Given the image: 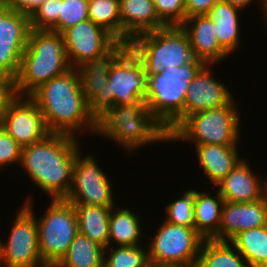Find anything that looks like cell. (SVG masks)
I'll list each match as a JSON object with an SVG mask.
<instances>
[{
  "instance_id": "cell-1",
  "label": "cell",
  "mask_w": 267,
  "mask_h": 267,
  "mask_svg": "<svg viewBox=\"0 0 267 267\" xmlns=\"http://www.w3.org/2000/svg\"><path fill=\"white\" fill-rule=\"evenodd\" d=\"M29 97L42 112L50 133L79 138L75 133L86 129L93 135L95 119L89 113L77 68L43 83Z\"/></svg>"
},
{
  "instance_id": "cell-2",
  "label": "cell",
  "mask_w": 267,
  "mask_h": 267,
  "mask_svg": "<svg viewBox=\"0 0 267 267\" xmlns=\"http://www.w3.org/2000/svg\"><path fill=\"white\" fill-rule=\"evenodd\" d=\"M79 139L50 133L41 141L22 148L21 168L51 199H65L71 189L74 162L81 152Z\"/></svg>"
},
{
  "instance_id": "cell-3",
  "label": "cell",
  "mask_w": 267,
  "mask_h": 267,
  "mask_svg": "<svg viewBox=\"0 0 267 267\" xmlns=\"http://www.w3.org/2000/svg\"><path fill=\"white\" fill-rule=\"evenodd\" d=\"M93 134L115 141L127 155L148 144H169L165 128L151 115L145 101L103 111L95 118Z\"/></svg>"
},
{
  "instance_id": "cell-4",
  "label": "cell",
  "mask_w": 267,
  "mask_h": 267,
  "mask_svg": "<svg viewBox=\"0 0 267 267\" xmlns=\"http://www.w3.org/2000/svg\"><path fill=\"white\" fill-rule=\"evenodd\" d=\"M70 69L62 33L31 29L15 77L17 95L29 96L43 83Z\"/></svg>"
},
{
  "instance_id": "cell-5",
  "label": "cell",
  "mask_w": 267,
  "mask_h": 267,
  "mask_svg": "<svg viewBox=\"0 0 267 267\" xmlns=\"http://www.w3.org/2000/svg\"><path fill=\"white\" fill-rule=\"evenodd\" d=\"M205 65L204 61L195 59L158 74L146 75L147 108L168 135L184 120L187 89Z\"/></svg>"
},
{
  "instance_id": "cell-6",
  "label": "cell",
  "mask_w": 267,
  "mask_h": 267,
  "mask_svg": "<svg viewBox=\"0 0 267 267\" xmlns=\"http://www.w3.org/2000/svg\"><path fill=\"white\" fill-rule=\"evenodd\" d=\"M232 98L226 105L187 116L169 135V142L239 146L240 112Z\"/></svg>"
},
{
  "instance_id": "cell-7",
  "label": "cell",
  "mask_w": 267,
  "mask_h": 267,
  "mask_svg": "<svg viewBox=\"0 0 267 267\" xmlns=\"http://www.w3.org/2000/svg\"><path fill=\"white\" fill-rule=\"evenodd\" d=\"M130 48L146 68V75H154L193 62L189 37L181 26H166L137 35Z\"/></svg>"
},
{
  "instance_id": "cell-8",
  "label": "cell",
  "mask_w": 267,
  "mask_h": 267,
  "mask_svg": "<svg viewBox=\"0 0 267 267\" xmlns=\"http://www.w3.org/2000/svg\"><path fill=\"white\" fill-rule=\"evenodd\" d=\"M50 201L44 215L36 217V221L40 257L47 267H55L78 234V221L72 203L65 199Z\"/></svg>"
},
{
  "instance_id": "cell-9",
  "label": "cell",
  "mask_w": 267,
  "mask_h": 267,
  "mask_svg": "<svg viewBox=\"0 0 267 267\" xmlns=\"http://www.w3.org/2000/svg\"><path fill=\"white\" fill-rule=\"evenodd\" d=\"M29 198L15 213L6 242L0 238V267H47L40 257L36 213Z\"/></svg>"
},
{
  "instance_id": "cell-10",
  "label": "cell",
  "mask_w": 267,
  "mask_h": 267,
  "mask_svg": "<svg viewBox=\"0 0 267 267\" xmlns=\"http://www.w3.org/2000/svg\"><path fill=\"white\" fill-rule=\"evenodd\" d=\"M160 224L146 243L149 262L196 266L204 238L195 228L165 220Z\"/></svg>"
},
{
  "instance_id": "cell-11",
  "label": "cell",
  "mask_w": 267,
  "mask_h": 267,
  "mask_svg": "<svg viewBox=\"0 0 267 267\" xmlns=\"http://www.w3.org/2000/svg\"><path fill=\"white\" fill-rule=\"evenodd\" d=\"M108 76L106 110L145 101L146 68L131 48L114 63Z\"/></svg>"
},
{
  "instance_id": "cell-12",
  "label": "cell",
  "mask_w": 267,
  "mask_h": 267,
  "mask_svg": "<svg viewBox=\"0 0 267 267\" xmlns=\"http://www.w3.org/2000/svg\"><path fill=\"white\" fill-rule=\"evenodd\" d=\"M80 152L75 159L71 189L65 200L72 204L114 207L111 180L98 166L95 155Z\"/></svg>"
},
{
  "instance_id": "cell-13",
  "label": "cell",
  "mask_w": 267,
  "mask_h": 267,
  "mask_svg": "<svg viewBox=\"0 0 267 267\" xmlns=\"http://www.w3.org/2000/svg\"><path fill=\"white\" fill-rule=\"evenodd\" d=\"M130 48V43L116 41L106 52L78 68L89 113L95 119L106 110L104 89L114 63Z\"/></svg>"
},
{
  "instance_id": "cell-14",
  "label": "cell",
  "mask_w": 267,
  "mask_h": 267,
  "mask_svg": "<svg viewBox=\"0 0 267 267\" xmlns=\"http://www.w3.org/2000/svg\"><path fill=\"white\" fill-rule=\"evenodd\" d=\"M30 30L29 16L0 1V72L17 76Z\"/></svg>"
},
{
  "instance_id": "cell-15",
  "label": "cell",
  "mask_w": 267,
  "mask_h": 267,
  "mask_svg": "<svg viewBox=\"0 0 267 267\" xmlns=\"http://www.w3.org/2000/svg\"><path fill=\"white\" fill-rule=\"evenodd\" d=\"M0 127L22 148L50 134L42 112L29 96L18 95L10 103L0 116Z\"/></svg>"
},
{
  "instance_id": "cell-16",
  "label": "cell",
  "mask_w": 267,
  "mask_h": 267,
  "mask_svg": "<svg viewBox=\"0 0 267 267\" xmlns=\"http://www.w3.org/2000/svg\"><path fill=\"white\" fill-rule=\"evenodd\" d=\"M64 48L71 68H79L85 62L102 55L117 40L92 20L70 26L62 32Z\"/></svg>"
},
{
  "instance_id": "cell-17",
  "label": "cell",
  "mask_w": 267,
  "mask_h": 267,
  "mask_svg": "<svg viewBox=\"0 0 267 267\" xmlns=\"http://www.w3.org/2000/svg\"><path fill=\"white\" fill-rule=\"evenodd\" d=\"M267 225V199L254 202L232 203L224 201L217 241H230L241 231Z\"/></svg>"
},
{
  "instance_id": "cell-18",
  "label": "cell",
  "mask_w": 267,
  "mask_h": 267,
  "mask_svg": "<svg viewBox=\"0 0 267 267\" xmlns=\"http://www.w3.org/2000/svg\"><path fill=\"white\" fill-rule=\"evenodd\" d=\"M206 64L190 82L184 102V119L192 113L226 105L234 96ZM213 72V73H212Z\"/></svg>"
},
{
  "instance_id": "cell-19",
  "label": "cell",
  "mask_w": 267,
  "mask_h": 267,
  "mask_svg": "<svg viewBox=\"0 0 267 267\" xmlns=\"http://www.w3.org/2000/svg\"><path fill=\"white\" fill-rule=\"evenodd\" d=\"M249 161L243 157L232 171L215 187L224 201L254 202L265 196V176L254 174Z\"/></svg>"
},
{
  "instance_id": "cell-20",
  "label": "cell",
  "mask_w": 267,
  "mask_h": 267,
  "mask_svg": "<svg viewBox=\"0 0 267 267\" xmlns=\"http://www.w3.org/2000/svg\"><path fill=\"white\" fill-rule=\"evenodd\" d=\"M180 26L189 37L196 59L215 65L229 57L218 42L214 22L207 15L185 19Z\"/></svg>"
},
{
  "instance_id": "cell-21",
  "label": "cell",
  "mask_w": 267,
  "mask_h": 267,
  "mask_svg": "<svg viewBox=\"0 0 267 267\" xmlns=\"http://www.w3.org/2000/svg\"><path fill=\"white\" fill-rule=\"evenodd\" d=\"M121 41L129 43L139 34L164 28L151 0H119Z\"/></svg>"
},
{
  "instance_id": "cell-22",
  "label": "cell",
  "mask_w": 267,
  "mask_h": 267,
  "mask_svg": "<svg viewBox=\"0 0 267 267\" xmlns=\"http://www.w3.org/2000/svg\"><path fill=\"white\" fill-rule=\"evenodd\" d=\"M199 167L214 187L225 178L242 159L238 146L194 144Z\"/></svg>"
},
{
  "instance_id": "cell-23",
  "label": "cell",
  "mask_w": 267,
  "mask_h": 267,
  "mask_svg": "<svg viewBox=\"0 0 267 267\" xmlns=\"http://www.w3.org/2000/svg\"><path fill=\"white\" fill-rule=\"evenodd\" d=\"M240 12V9L220 0L206 14L215 24L220 46L229 55H232L240 46Z\"/></svg>"
},
{
  "instance_id": "cell-24",
  "label": "cell",
  "mask_w": 267,
  "mask_h": 267,
  "mask_svg": "<svg viewBox=\"0 0 267 267\" xmlns=\"http://www.w3.org/2000/svg\"><path fill=\"white\" fill-rule=\"evenodd\" d=\"M126 207L114 206L111 209L109 220L108 246H134L143 245L142 221L140 216Z\"/></svg>"
},
{
  "instance_id": "cell-25",
  "label": "cell",
  "mask_w": 267,
  "mask_h": 267,
  "mask_svg": "<svg viewBox=\"0 0 267 267\" xmlns=\"http://www.w3.org/2000/svg\"><path fill=\"white\" fill-rule=\"evenodd\" d=\"M216 189L214 197L209 191L194 190L195 229L204 239H213L221 222L224 199Z\"/></svg>"
},
{
  "instance_id": "cell-26",
  "label": "cell",
  "mask_w": 267,
  "mask_h": 267,
  "mask_svg": "<svg viewBox=\"0 0 267 267\" xmlns=\"http://www.w3.org/2000/svg\"><path fill=\"white\" fill-rule=\"evenodd\" d=\"M78 221V233L106 248L112 207L73 204Z\"/></svg>"
},
{
  "instance_id": "cell-27",
  "label": "cell",
  "mask_w": 267,
  "mask_h": 267,
  "mask_svg": "<svg viewBox=\"0 0 267 267\" xmlns=\"http://www.w3.org/2000/svg\"><path fill=\"white\" fill-rule=\"evenodd\" d=\"M196 267H250L229 241L204 239Z\"/></svg>"
},
{
  "instance_id": "cell-28",
  "label": "cell",
  "mask_w": 267,
  "mask_h": 267,
  "mask_svg": "<svg viewBox=\"0 0 267 267\" xmlns=\"http://www.w3.org/2000/svg\"><path fill=\"white\" fill-rule=\"evenodd\" d=\"M229 242L250 267L267 265V225L241 231Z\"/></svg>"
},
{
  "instance_id": "cell-29",
  "label": "cell",
  "mask_w": 267,
  "mask_h": 267,
  "mask_svg": "<svg viewBox=\"0 0 267 267\" xmlns=\"http://www.w3.org/2000/svg\"><path fill=\"white\" fill-rule=\"evenodd\" d=\"M104 247L78 233L55 267H103Z\"/></svg>"
},
{
  "instance_id": "cell-30",
  "label": "cell",
  "mask_w": 267,
  "mask_h": 267,
  "mask_svg": "<svg viewBox=\"0 0 267 267\" xmlns=\"http://www.w3.org/2000/svg\"><path fill=\"white\" fill-rule=\"evenodd\" d=\"M88 17L121 41L119 0H88Z\"/></svg>"
},
{
  "instance_id": "cell-31",
  "label": "cell",
  "mask_w": 267,
  "mask_h": 267,
  "mask_svg": "<svg viewBox=\"0 0 267 267\" xmlns=\"http://www.w3.org/2000/svg\"><path fill=\"white\" fill-rule=\"evenodd\" d=\"M146 247V245L107 246L104 249L103 267H147L149 259Z\"/></svg>"
},
{
  "instance_id": "cell-32",
  "label": "cell",
  "mask_w": 267,
  "mask_h": 267,
  "mask_svg": "<svg viewBox=\"0 0 267 267\" xmlns=\"http://www.w3.org/2000/svg\"><path fill=\"white\" fill-rule=\"evenodd\" d=\"M164 214V220L169 223L195 228L194 190L182 192L180 199L166 206Z\"/></svg>"
},
{
  "instance_id": "cell-33",
  "label": "cell",
  "mask_w": 267,
  "mask_h": 267,
  "mask_svg": "<svg viewBox=\"0 0 267 267\" xmlns=\"http://www.w3.org/2000/svg\"><path fill=\"white\" fill-rule=\"evenodd\" d=\"M87 19H89L88 0H60V14L57 20L58 33Z\"/></svg>"
},
{
  "instance_id": "cell-34",
  "label": "cell",
  "mask_w": 267,
  "mask_h": 267,
  "mask_svg": "<svg viewBox=\"0 0 267 267\" xmlns=\"http://www.w3.org/2000/svg\"><path fill=\"white\" fill-rule=\"evenodd\" d=\"M60 0H45L29 17L31 29L57 32Z\"/></svg>"
},
{
  "instance_id": "cell-35",
  "label": "cell",
  "mask_w": 267,
  "mask_h": 267,
  "mask_svg": "<svg viewBox=\"0 0 267 267\" xmlns=\"http://www.w3.org/2000/svg\"><path fill=\"white\" fill-rule=\"evenodd\" d=\"M166 26H180L185 20V0H151Z\"/></svg>"
},
{
  "instance_id": "cell-36",
  "label": "cell",
  "mask_w": 267,
  "mask_h": 267,
  "mask_svg": "<svg viewBox=\"0 0 267 267\" xmlns=\"http://www.w3.org/2000/svg\"><path fill=\"white\" fill-rule=\"evenodd\" d=\"M21 154L22 147L0 127V168L3 169L17 162L19 165Z\"/></svg>"
},
{
  "instance_id": "cell-37",
  "label": "cell",
  "mask_w": 267,
  "mask_h": 267,
  "mask_svg": "<svg viewBox=\"0 0 267 267\" xmlns=\"http://www.w3.org/2000/svg\"><path fill=\"white\" fill-rule=\"evenodd\" d=\"M17 96L15 78L0 72V116Z\"/></svg>"
},
{
  "instance_id": "cell-38",
  "label": "cell",
  "mask_w": 267,
  "mask_h": 267,
  "mask_svg": "<svg viewBox=\"0 0 267 267\" xmlns=\"http://www.w3.org/2000/svg\"><path fill=\"white\" fill-rule=\"evenodd\" d=\"M220 0H185V19L206 15Z\"/></svg>"
},
{
  "instance_id": "cell-39",
  "label": "cell",
  "mask_w": 267,
  "mask_h": 267,
  "mask_svg": "<svg viewBox=\"0 0 267 267\" xmlns=\"http://www.w3.org/2000/svg\"><path fill=\"white\" fill-rule=\"evenodd\" d=\"M14 11L31 16L45 0H4Z\"/></svg>"
},
{
  "instance_id": "cell-40",
  "label": "cell",
  "mask_w": 267,
  "mask_h": 267,
  "mask_svg": "<svg viewBox=\"0 0 267 267\" xmlns=\"http://www.w3.org/2000/svg\"><path fill=\"white\" fill-rule=\"evenodd\" d=\"M227 2L228 4L232 5L233 7H236L240 10L246 9L249 5L252 6V3H257L259 6H261V10L264 17L263 19L265 20V24L267 26V0H223Z\"/></svg>"
},
{
  "instance_id": "cell-41",
  "label": "cell",
  "mask_w": 267,
  "mask_h": 267,
  "mask_svg": "<svg viewBox=\"0 0 267 267\" xmlns=\"http://www.w3.org/2000/svg\"><path fill=\"white\" fill-rule=\"evenodd\" d=\"M147 267H196V266H184V265H180V264L149 262Z\"/></svg>"
},
{
  "instance_id": "cell-42",
  "label": "cell",
  "mask_w": 267,
  "mask_h": 267,
  "mask_svg": "<svg viewBox=\"0 0 267 267\" xmlns=\"http://www.w3.org/2000/svg\"><path fill=\"white\" fill-rule=\"evenodd\" d=\"M265 196H266V199H267V176H265Z\"/></svg>"
}]
</instances>
